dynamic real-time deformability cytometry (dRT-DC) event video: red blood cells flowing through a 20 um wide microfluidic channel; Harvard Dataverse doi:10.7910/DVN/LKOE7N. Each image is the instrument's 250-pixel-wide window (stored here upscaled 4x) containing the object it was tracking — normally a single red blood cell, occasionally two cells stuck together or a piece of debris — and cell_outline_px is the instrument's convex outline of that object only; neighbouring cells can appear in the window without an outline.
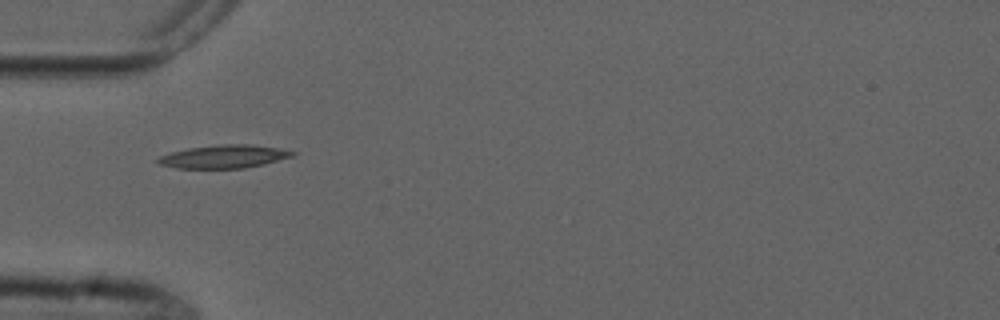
{"species": "common noctule bat (a hibernating species)", "species_latin": "Nyctalus noctula", "temperature_condition": "cold", "stored_images_in_passage": 5, "camera_frame_rate_fps": 3000, "um_per_image_px": 0.085, "animal": {"sex": "male", "forearm_length_mm": 52.5}, "frame": {"image": 1, "passage_image": 1, "time_ms": 0.0, "image_size_px": [1000, 320], "cell_outline_px": [[296, 152], [292, 156], [264, 164], [244, 168], [176, 168], [160, 164], [156, 160], [160, 156], [172, 152], [188, 148], [220, 144], [252, 144], [280, 148]], "centroid_in_image_um": [19.04, 13.3], "position_along_channel_um": 66.0, "area_um2": 18.03}}
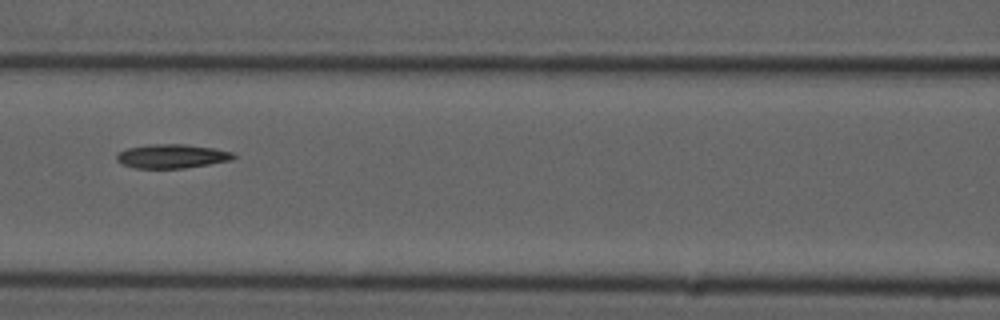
{"frame": {"image": 2, "passage_image": 3, "time_ms": 2.333, "image_size_px": [1000, 320], "cell_outline_px": [[236, 156], [232, 160], [184, 168], [136, 168], [124, 164], [116, 160], [116, 156], [120, 152], [128, 148], [148, 144], [184, 144], [212, 148], [232, 152]], "centroid_in_image_um": [14.61, 13.27], "position_along_channel_um": 152.0, "area_um2": 16.13}}
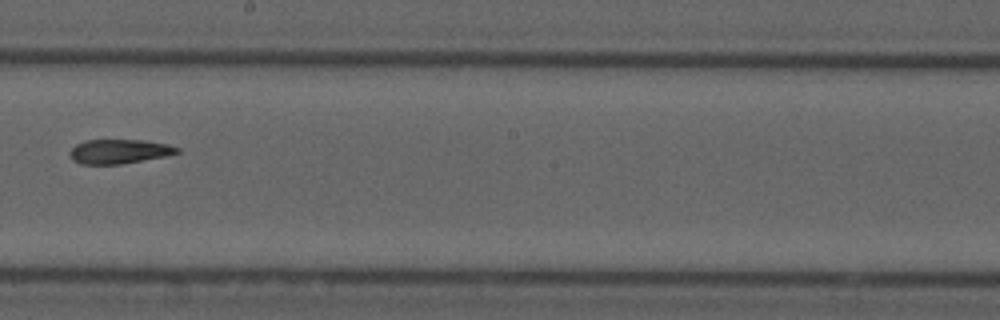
{"frame": {"image": 3, "passage_image": 5, "time_ms": 4.667, "image_size_px": [1000, 320], "cell_outline_px": [[180, 152], [164, 156], [120, 164], [80, 164], [72, 160], [68, 152], [76, 144], [88, 140], [144, 140], [168, 144], [180, 148]], "centroid_in_image_um": [10.11, 12.87], "position_along_channel_um": 238.1, "area_um2": 15.14}}